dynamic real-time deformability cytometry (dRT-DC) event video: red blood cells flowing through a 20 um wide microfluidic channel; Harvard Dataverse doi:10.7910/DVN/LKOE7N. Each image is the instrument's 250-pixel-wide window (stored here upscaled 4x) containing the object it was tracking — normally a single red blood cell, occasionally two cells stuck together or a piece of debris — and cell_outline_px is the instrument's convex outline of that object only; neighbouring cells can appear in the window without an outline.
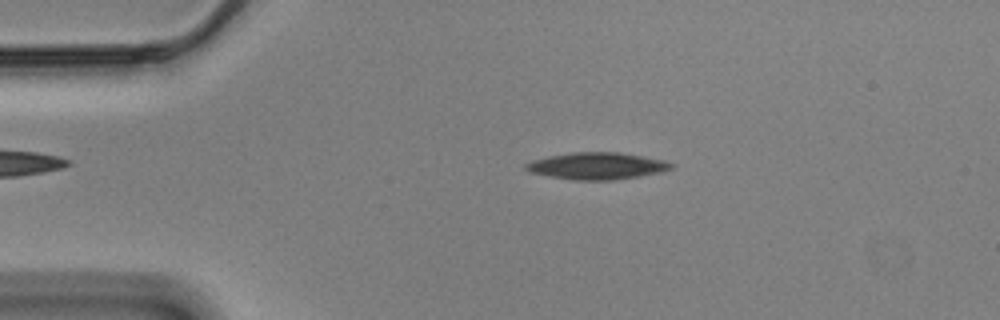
{"species": "Egyptian fruit bat (a non-hibernating species)", "species_latin": "Rousettus aegyptiacus", "temperature_condition": "cold", "stored_images_in_passage": 55, "camera_frame_rate_fps": 3000, "um_per_image_px": 0.085, "animal": {"sex": "male"}, "frame": {"image": 1, "passage_image": 10, "time_ms": 3.0, "image_size_px": [1000, 320], "cell_outline_px": [[676, 164], [672, 168], [664, 172], [640, 176], [612, 180], [576, 180], [548, 176], [528, 172], [524, 168], [524, 164], [532, 160], [548, 156], [572, 152], [620, 152], [664, 160]], "centroid_in_image_um": [50.75, 14.1], "position_along_channel_um": 34.3, "area_um2": 23.0}}
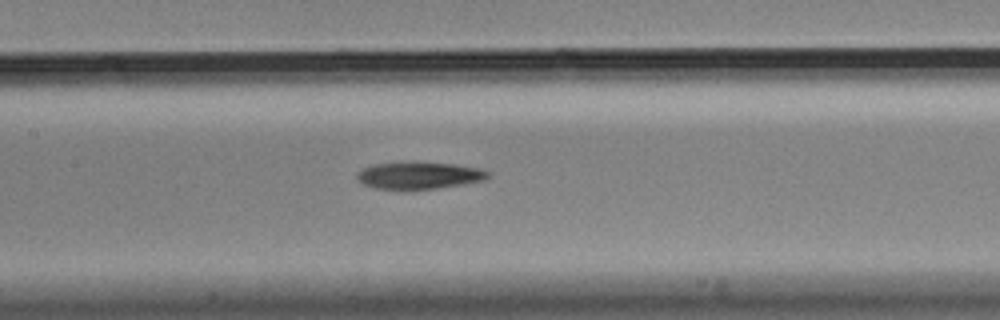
{"frame": {"image": 2, "passage_image": 25, "time_ms": 8.0, "image_size_px": [1000, 320], "cell_outline_px": [[492, 172], [484, 180], [464, 184], [436, 188], [404, 192], [400, 192], [372, 188], [364, 184], [356, 176], [356, 172], [372, 164], [400, 160], [412, 160], [456, 164], [480, 168]], "centroid_in_image_um": [35.56, 14.91], "position_along_channel_um": 171.8, "area_um2": 22.08}}
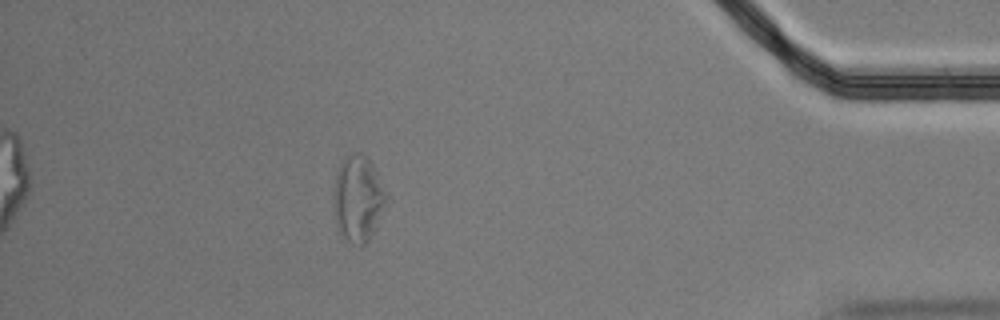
{"frame": {"image": 3, "passage_image": 49, "time_ms": 16.0, "image_size_px": [1000, 320], "cell_outline_px": [[388, 196], [372, 232], [368, 240], [364, 244], [352, 244], [340, 236], [336, 228], [332, 204], [336, 168], [344, 156], [348, 152], [360, 152], [372, 164], [388, 192]], "centroid_in_image_um": [30.37, 16.84], "position_along_channel_um": 404.8, "area_um2": 26.82}, "authors_computed_cell_mechanics": {"area_um2": 22.3108, "velocity_mm_per_s": 3.493, "shape_relaxation_time_tau1_ms": null, "shape_relaxation_time_tau2_ms": 5.015, "deformation_change_tau1": null, "deformation_change_tau2": 0.1577}}